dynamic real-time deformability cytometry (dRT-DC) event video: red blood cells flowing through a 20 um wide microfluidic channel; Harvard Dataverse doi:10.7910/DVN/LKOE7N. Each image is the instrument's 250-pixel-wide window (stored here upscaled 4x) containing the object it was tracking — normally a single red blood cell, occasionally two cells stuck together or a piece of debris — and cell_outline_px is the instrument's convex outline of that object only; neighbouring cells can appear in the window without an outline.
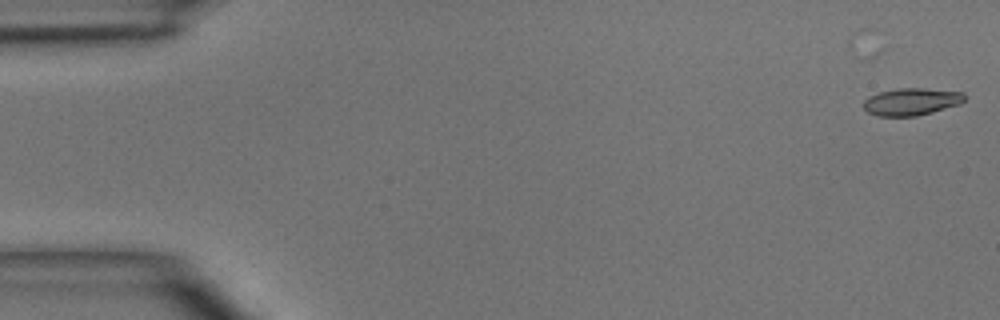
{"species": "common noctule bat (a hibernating species)", "species_latin": "Nyctalus noctula", "temperature_condition": "room temperature", "stored_images_in_passage": 6, "camera_frame_rate_fps": 3000, "um_per_image_px": 0.085, "animal": {"sex": "male", "body_mass_g": 15.6}, "frame": {"image": 1, "passage_image": 2, "time_ms": 1.0, "image_size_px": [1000, 320], "cell_outline_px": [[964, 100], [960, 104], [932, 112], [916, 116], [880, 116], [868, 112], [864, 108], [864, 100], [868, 96], [880, 92], [896, 88], [924, 88], [964, 92]], "centroid_in_image_um": [77.47, 8.63], "position_along_channel_um": 7.5, "area_um2": 16.01}}
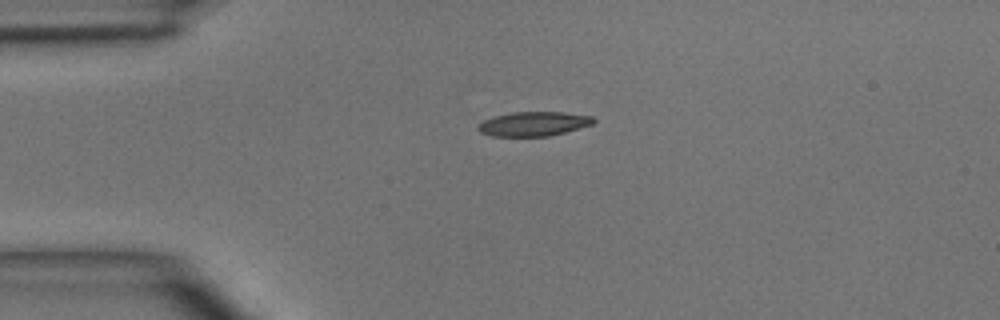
{"frame": {"image": 2, "passage_image": 5, "time_ms": 4.333, "image_size_px": [1000, 320], "cell_outline_px": [[596, 120], [592, 124], [564, 132], [548, 136], [492, 136], [480, 132], [476, 128], [484, 120], [496, 116], [512, 112], [560, 112], [592, 116]], "centroid_in_image_um": [45.34, 10.53], "position_along_channel_um": 39.7, "area_um2": 16.13}}
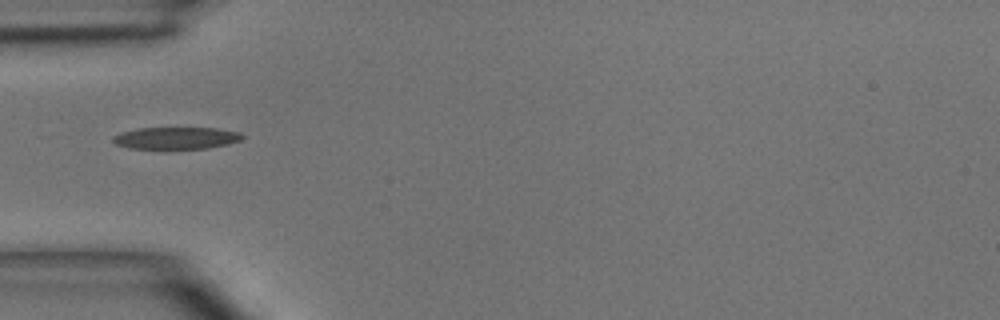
{"frame": {"image": 3, "passage_image": 6, "time_ms": 5.667, "image_size_px": [1000, 320], "cell_outline_px": [[244, 136], [240, 140], [228, 144], [208, 148], [128, 148], [116, 144], [112, 140], [112, 136], [120, 132], [140, 128], [216, 128], [240, 132]], "centroid_in_image_um": [14.96, 11.72], "position_along_channel_um": 70.0, "area_um2": 16.47}}